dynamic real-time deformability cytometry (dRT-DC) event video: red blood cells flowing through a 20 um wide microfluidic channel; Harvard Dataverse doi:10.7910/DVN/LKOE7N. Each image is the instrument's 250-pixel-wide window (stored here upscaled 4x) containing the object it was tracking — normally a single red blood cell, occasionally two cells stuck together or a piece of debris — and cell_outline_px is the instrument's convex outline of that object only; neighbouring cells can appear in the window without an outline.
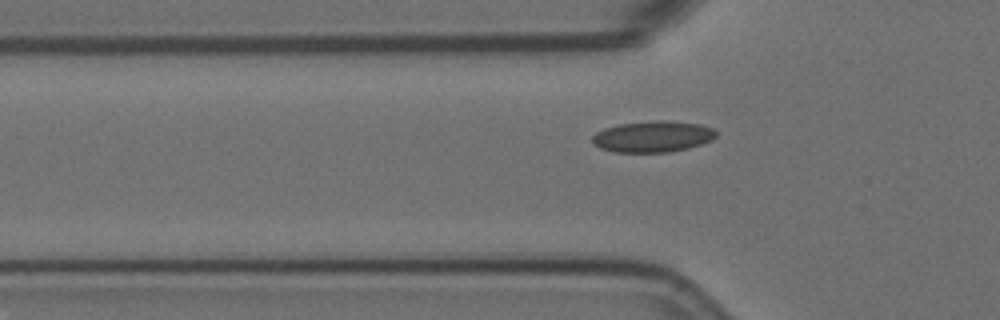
{"species": "Egyptian fruit bat (a non-hibernating species)", "species_latin": "Rousettus aegyptiacus", "temperature_condition": "room temperature", "stored_images_in_passage": 41, "camera_frame_rate_fps": 3000, "um_per_image_px": 0.085, "animal": {"sex": "female"}, "frame": {"image": 1, "passage_image": 2, "time_ms": 0.333, "image_size_px": [1000, 320], "cell_outline_px": [[716, 136], [712, 140], [688, 148], [668, 152], [616, 152], [600, 148], [592, 144], [592, 136], [596, 132], [604, 128], [620, 124], [660, 120], [664, 120], [700, 124], [712, 128], [716, 132]], "centroid_in_image_um": [55.47, 11.61], "position_along_channel_um": 70.3, "area_um2": 22.43}}
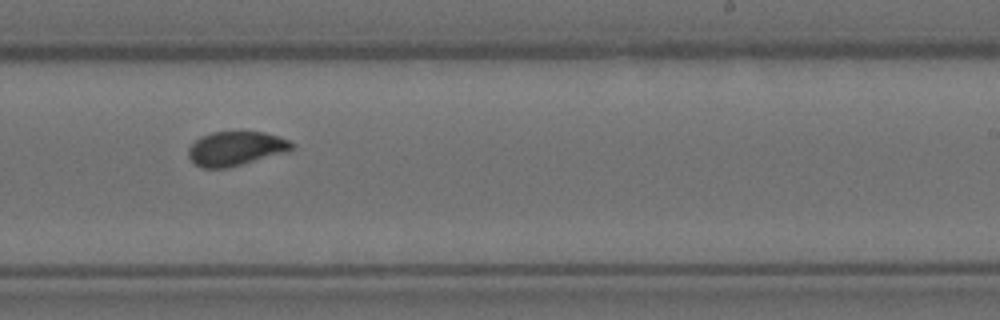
{"frame": {"image": 2, "passage_image": 19, "time_ms": 6.0, "image_size_px": [1000, 320], "cell_outline_px": [[292, 148], [288, 152], [228, 168], [200, 168], [188, 156], [188, 148], [200, 136], [212, 132], [264, 132], [288, 140], [292, 144]], "centroid_in_image_um": [20.01, 12.63], "position_along_channel_um": 269.0, "area_um2": 20.52}}
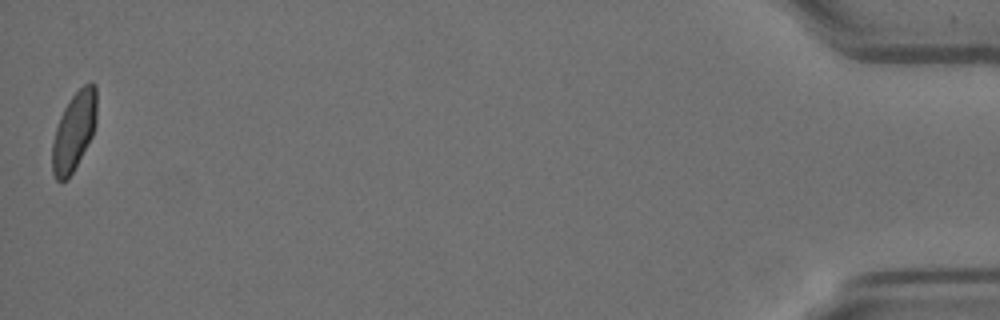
{"frame": {"image": 3, "passage_image": 41, "time_ms": 13.333, "image_size_px": [1000, 320], "cell_outline_px": [[96, 124], [92, 136], [68, 180], [60, 184], [56, 180], [52, 172], [52, 144], [56, 128], [60, 116], [68, 100], [84, 84], [92, 80], [96, 84]], "centroid_in_image_um": [6.29, 11.17], "position_along_channel_um": 428.9, "area_um2": 20.58}, "authors_computed_cell_mechanics": {"area_um2": 20.6924, "velocity_mm_per_s": 3.4947, "shape_relaxation_time_tau1_ms": 11.2604, "shape_relaxation_time_tau2_ms": null, "deformation_change_tau1": 0.1896, "deformation_change_tau2": null}}